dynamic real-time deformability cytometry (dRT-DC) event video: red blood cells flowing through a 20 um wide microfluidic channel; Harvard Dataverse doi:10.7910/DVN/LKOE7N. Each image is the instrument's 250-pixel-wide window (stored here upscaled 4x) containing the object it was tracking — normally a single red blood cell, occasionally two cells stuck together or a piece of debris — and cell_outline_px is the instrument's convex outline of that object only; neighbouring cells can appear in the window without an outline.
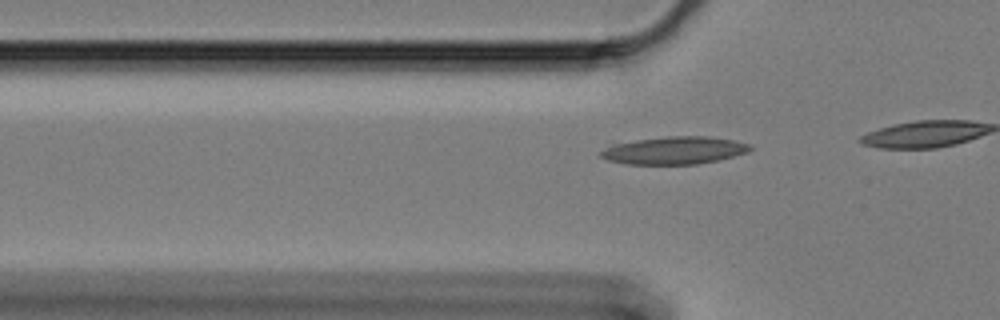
{"species": "Egyptian fruit bat (a non-hibernating species)", "species_latin": "Rousettus aegyptiacus", "temperature_condition": "cold", "stored_images_in_passage": 11, "camera_frame_rate_fps": 3000, "um_per_image_px": 0.085, "animal": {"sex": "female"}, "frame": {"image": 1, "passage_image": 5, "time_ms": 1.333, "image_size_px": [1000, 320], "cell_outline_px": [[752, 148], [748, 152], [716, 160], [696, 164], [628, 164], [608, 160], [600, 156], [600, 152], [612, 140], [668, 136], [708, 136], [732, 140], [752, 144]], "centroid_in_image_um": [57.18, 12.75], "position_along_channel_um": 68.6, "area_um2": 24.68}}
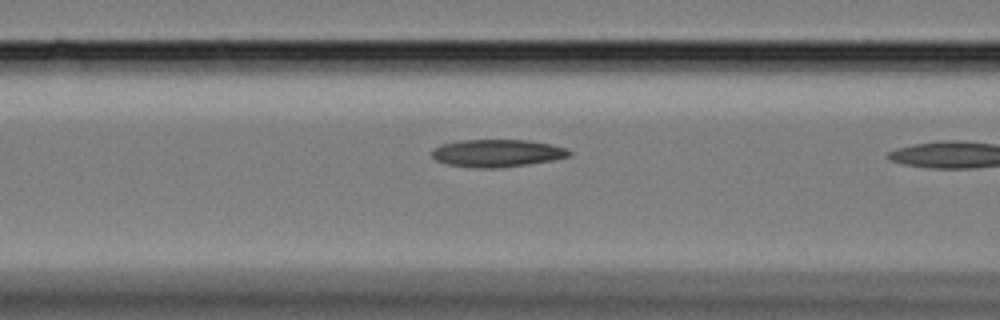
{"frame": {"image": 2, "passage_image": 10, "time_ms": 3.0, "image_size_px": [1000, 320], "cell_outline_px": [[572, 152], [568, 156], [552, 160], [528, 164], [496, 168], [472, 168], [448, 164], [436, 160], [432, 156], [432, 152], [440, 144], [464, 140], [528, 140], [552, 144], [564, 148]], "centroid_in_image_um": [42.25, 13.02], "position_along_channel_um": 124.4, "area_um2": 21.85}}